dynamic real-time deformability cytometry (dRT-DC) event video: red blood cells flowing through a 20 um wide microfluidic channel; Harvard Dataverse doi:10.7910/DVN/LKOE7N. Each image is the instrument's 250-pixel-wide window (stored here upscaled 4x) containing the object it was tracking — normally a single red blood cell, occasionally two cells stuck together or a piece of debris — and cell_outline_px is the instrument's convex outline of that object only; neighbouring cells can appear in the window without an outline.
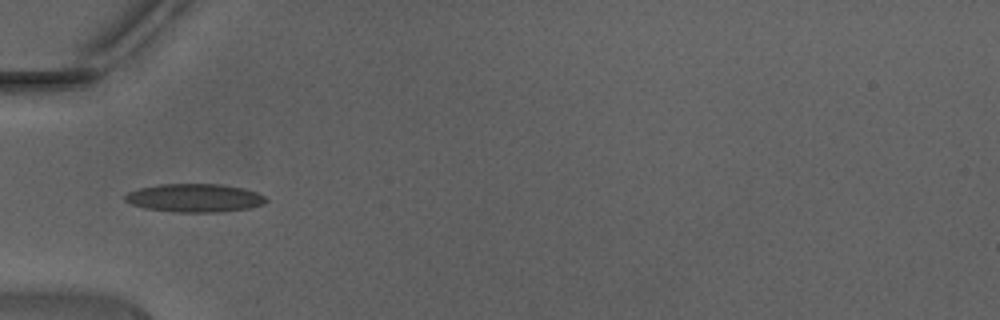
{"species": "Egyptian fruit bat (a non-hibernating species)", "species_latin": "Rousettus aegyptiacus", "temperature_condition": "warm", "stored_images_in_passage": 11, "camera_frame_rate_fps": 3000, "um_per_image_px": 0.085, "animal": {"sex": "male"}, "frame": {"image": 1, "passage_image": 4, "time_ms": 1.0, "image_size_px": [1000, 320], "cell_outline_px": [[268, 200], [264, 204], [248, 208], [220, 212], [176, 212], [144, 208], [132, 204], [124, 200], [124, 196], [128, 192], [140, 188], [156, 184], [220, 184], [244, 188], [256, 192], [264, 196]], "centroid_in_image_um": [16.54, 16.82], "position_along_channel_um": 68.5, "area_um2": 23.29}}
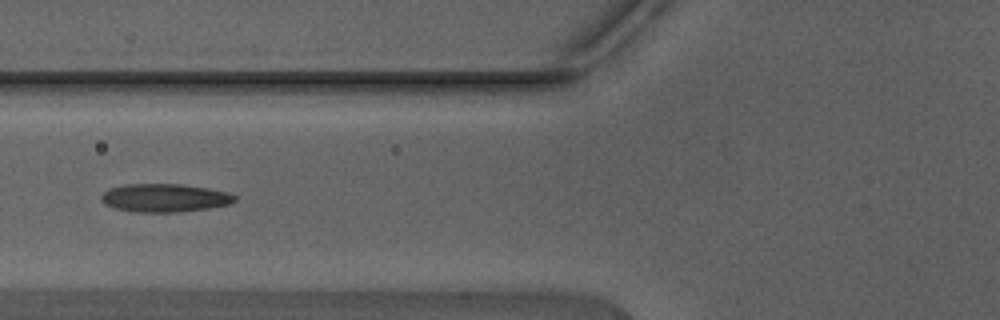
{"frame": {"image": 2, "passage_image": 7, "time_ms": 2.0, "image_size_px": [1000, 320], "cell_outline_px": [[236, 200], [228, 204], [208, 208], [176, 212], [136, 212], [116, 208], [104, 204], [100, 200], [100, 196], [108, 188], [124, 184], [180, 184], [208, 188], [228, 192], [236, 196]], "centroid_in_image_um": [13.96, 16.81], "position_along_channel_um": 111.8, "area_um2": 21.96}}
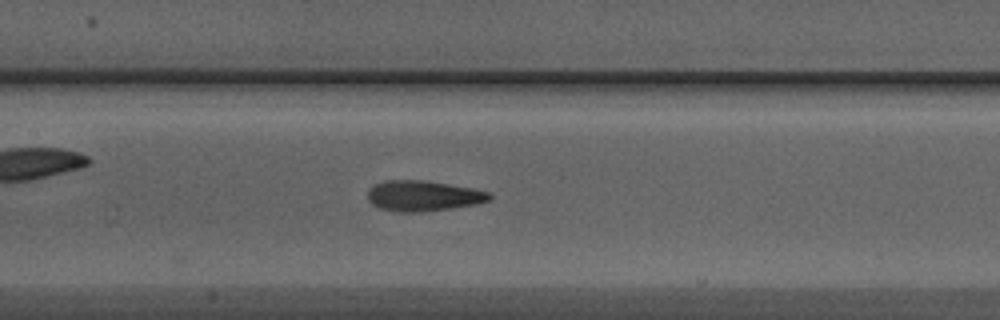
{"frame": {"image": 3, "passage_image": 11, "time_ms": 3.333, "image_size_px": [1000, 320], "cell_outline_px": [[492, 200], [476, 204], [420, 212], [396, 212], [380, 208], [372, 204], [368, 200], [368, 188], [372, 184], [384, 180], [428, 180], [472, 188], [488, 192], [492, 196]], "centroid_in_image_um": [35.93, 16.63], "position_along_channel_um": 171.5, "area_um2": 21.85}}